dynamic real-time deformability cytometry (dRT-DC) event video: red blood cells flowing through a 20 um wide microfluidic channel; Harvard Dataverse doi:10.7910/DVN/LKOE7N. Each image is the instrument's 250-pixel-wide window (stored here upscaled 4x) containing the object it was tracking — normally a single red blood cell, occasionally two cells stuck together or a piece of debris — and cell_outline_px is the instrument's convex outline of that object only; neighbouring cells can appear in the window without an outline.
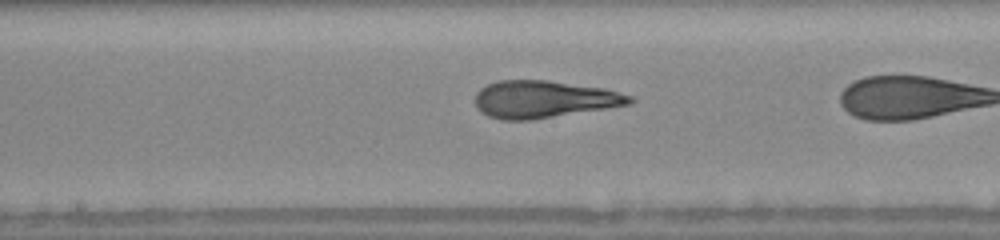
{"species": "human", "species_latin": "Homo sapiens", "temperature_condition": "warm", "stored_images_in_passage": 36, "camera_frame_rate_fps": 3000, "um_per_image_px": 0.085, "donor": {"sex": "female"}, "frame": {"image": 1, "passage_image": 23, "time_ms": 7.333, "image_size_px": [1000, 240], "cell_outline_px": [[636, 100], [632, 104], [528, 120], [500, 120], [488, 116], [480, 112], [476, 108], [476, 92], [480, 88], [496, 80], [548, 80], [604, 88], [632, 96]], "centroid_in_image_um": [46.2, 8.43], "position_along_channel_um": 202.0, "area_um2": 33.58}}